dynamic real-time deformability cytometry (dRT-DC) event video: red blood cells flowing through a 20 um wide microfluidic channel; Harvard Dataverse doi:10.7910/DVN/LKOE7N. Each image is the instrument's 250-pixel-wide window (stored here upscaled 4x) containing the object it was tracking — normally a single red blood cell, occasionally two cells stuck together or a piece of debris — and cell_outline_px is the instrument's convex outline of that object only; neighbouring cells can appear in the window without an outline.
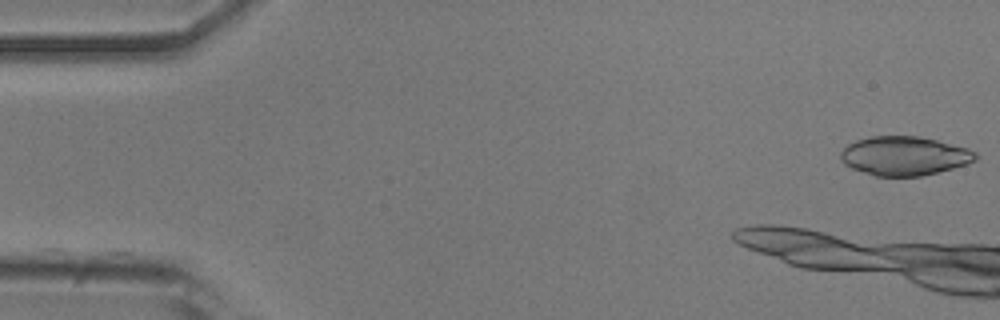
{"species": "common noctule bat (a hibernating species)", "species_latin": "Nyctalus noctula", "temperature_condition": "room temperature", "stored_images_in_passage": 8, "camera_frame_rate_fps": 3000, "um_per_image_px": 0.085, "animal": {"sex": "male", "body_mass_g": 20.5, "forearm_length_mm": 52.5}, "frame": {"image": 1, "passage_image": 1, "time_ms": 0.0, "image_size_px": [1000, 320], "cell_outline_px": [[976, 160], [968, 164], [920, 176], [876, 176], [852, 168], [844, 164], [840, 160], [840, 152], [848, 144], [856, 140], [872, 136], [920, 136], [968, 148], [976, 152]], "centroid_in_image_um": [76.85, 13.24], "position_along_channel_um": 8.1, "area_um2": 30.58}}